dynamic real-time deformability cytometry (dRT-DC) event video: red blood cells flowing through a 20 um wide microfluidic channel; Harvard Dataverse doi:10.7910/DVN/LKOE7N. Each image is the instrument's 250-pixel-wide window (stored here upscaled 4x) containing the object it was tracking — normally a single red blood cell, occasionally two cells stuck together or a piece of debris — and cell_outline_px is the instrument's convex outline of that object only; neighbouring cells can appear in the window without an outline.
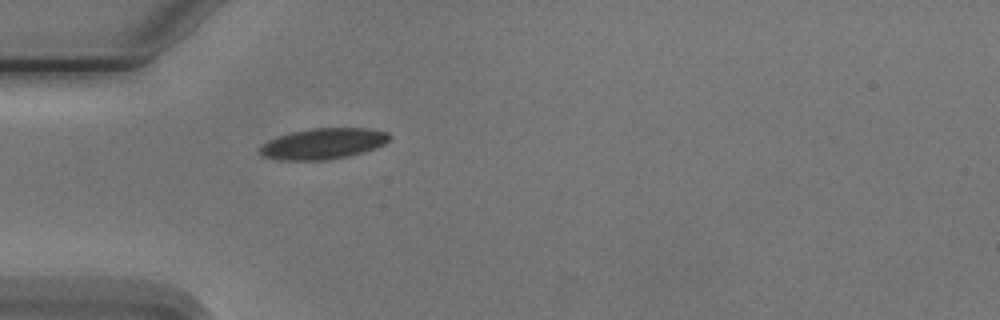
{"species": "Egyptian fruit bat (a non-hibernating species)", "species_latin": "Rousettus aegyptiacus", "temperature_condition": "cold", "stored_images_in_passage": 1, "camera_frame_rate_fps": 3000, "um_per_image_px": 0.085, "animal": {"sex": "male"}, "frame": {"image": 1, "passage_image": 1, "time_ms": 0.0, "image_size_px": [1000, 320], "cell_outline_px": [[392, 136], [384, 144], [348, 156], [328, 160], [280, 160], [264, 156], [260, 152], [260, 148], [268, 140], [292, 132], [312, 128], [368, 128], [388, 132]], "centroid_in_image_um": [27.49, 12.2], "position_along_channel_um": 57.5, "area_um2": 23.0}}